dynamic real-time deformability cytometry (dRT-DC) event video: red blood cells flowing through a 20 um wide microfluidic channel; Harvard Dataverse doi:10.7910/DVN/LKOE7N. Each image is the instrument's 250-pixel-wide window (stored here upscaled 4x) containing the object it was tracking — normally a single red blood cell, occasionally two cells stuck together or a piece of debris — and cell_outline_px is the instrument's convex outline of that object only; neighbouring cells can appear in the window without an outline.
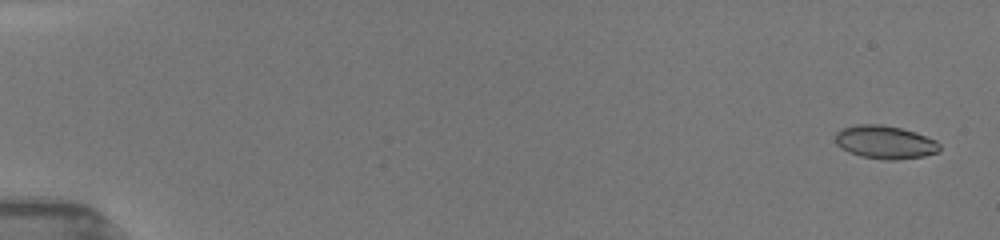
{"species": "common noctule bat (a hibernating species)", "species_latin": "Nyctalus noctula", "temperature_condition": "room temperature", "stored_images_in_passage": 24, "camera_frame_rate_fps": 3000, "um_per_image_px": 0.085, "animal": {"sex": "female", "body_mass_g": 19.5, "forearm_length_mm": 54.1}, "frame": {"image": 1, "passage_image": 2, "time_ms": 0.333, "image_size_px": [1000, 240], "cell_outline_px": [[940, 152], [924, 156], [896, 160], [884, 160], [860, 156], [848, 152], [836, 144], [836, 132], [840, 128], [860, 124], [880, 124], [900, 128], [916, 132], [936, 140], [940, 144]], "centroid_in_image_um": [75.24, 12.09], "position_along_channel_um": 9.8, "area_um2": 20.35}}
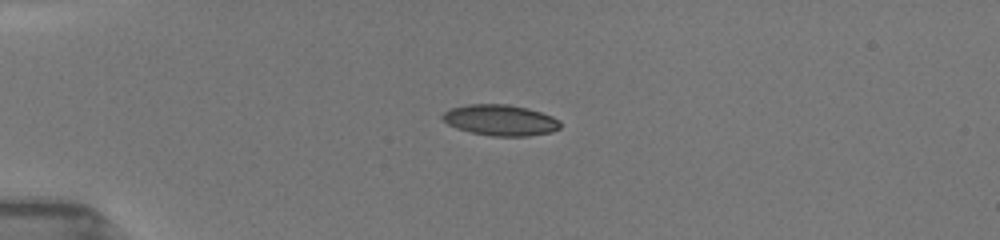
{"frame": {"image": 2, "passage_image": 19, "time_ms": 4.333, "image_size_px": [1000, 240], "cell_outline_px": [[560, 128], [552, 132], [528, 136], [492, 136], [472, 132], [456, 128], [448, 124], [440, 116], [444, 112], [452, 108], [468, 104], [508, 104], [528, 108], [552, 116], [560, 120]], "centroid_in_image_um": [42.55, 10.21], "position_along_channel_um": 42.5, "area_um2": 21.21}}